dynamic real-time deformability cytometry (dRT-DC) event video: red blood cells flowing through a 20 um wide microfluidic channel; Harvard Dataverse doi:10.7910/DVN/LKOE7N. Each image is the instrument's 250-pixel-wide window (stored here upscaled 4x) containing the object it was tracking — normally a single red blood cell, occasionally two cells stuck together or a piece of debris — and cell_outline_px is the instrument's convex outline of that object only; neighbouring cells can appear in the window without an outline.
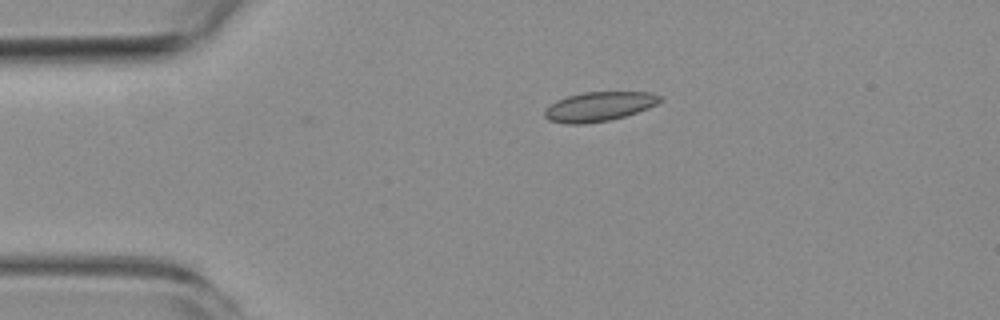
{"species": "common noctule bat (a hibernating species)", "species_latin": "Nyctalus noctula", "temperature_condition": "room temperature", "stored_images_in_passage": 2, "camera_frame_rate_fps": 3000, "um_per_image_px": 0.085, "animal": {"sex": "female", "body_mass_g": 19.3, "forearm_length_mm": 54.1}, "frame": {"image": 1, "passage_image": 2, "time_ms": 1.333, "image_size_px": [1000, 320], "cell_outline_px": [[660, 100], [656, 104], [648, 108], [624, 116], [608, 120], [584, 124], [564, 124], [548, 120], [544, 116], [544, 112], [556, 100], [568, 96], [584, 92], [648, 92], [660, 96]], "centroid_in_image_um": [50.88, 9.06], "position_along_channel_um": 34.1, "area_um2": 19.48}}